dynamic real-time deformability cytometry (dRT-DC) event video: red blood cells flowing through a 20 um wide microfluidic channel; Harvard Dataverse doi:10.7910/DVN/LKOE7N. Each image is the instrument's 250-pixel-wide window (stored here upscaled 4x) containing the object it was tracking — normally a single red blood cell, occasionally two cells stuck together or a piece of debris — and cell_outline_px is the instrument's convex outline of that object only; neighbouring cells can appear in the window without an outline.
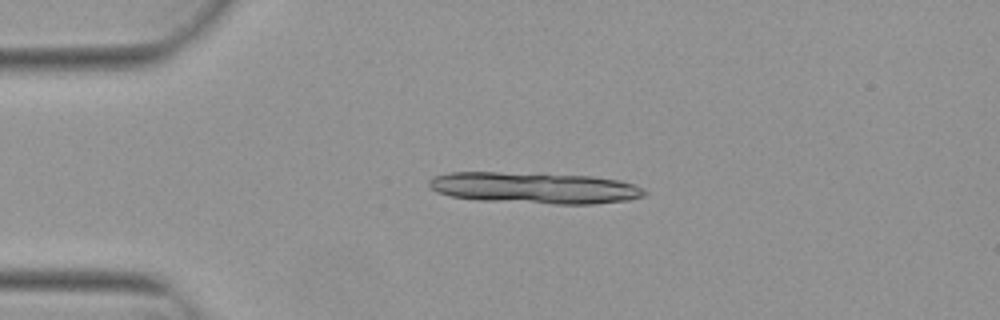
{"species": "Egyptian fruit bat (a non-hibernating species)", "species_latin": "Rousettus aegyptiacus", "temperature_condition": "warm", "stored_images_in_passage": 14, "camera_frame_rate_fps": 3000, "um_per_image_px": 0.085, "animal": {"sex": "female"}, "frame": {"image": 1, "passage_image": 7, "time_ms": 2.0, "image_size_px": [1000, 320], "cell_outline_px": [[648, 192], [644, 196], [628, 200], [596, 204], [556, 204], [480, 200], [452, 196], [436, 192], [428, 184], [428, 180], [432, 176], [452, 172], [500, 172], [592, 176], [620, 180], [644, 188]], "centroid_in_image_um": [45.46, 15.97], "position_along_channel_um": 39.5, "area_um2": 39.42}}